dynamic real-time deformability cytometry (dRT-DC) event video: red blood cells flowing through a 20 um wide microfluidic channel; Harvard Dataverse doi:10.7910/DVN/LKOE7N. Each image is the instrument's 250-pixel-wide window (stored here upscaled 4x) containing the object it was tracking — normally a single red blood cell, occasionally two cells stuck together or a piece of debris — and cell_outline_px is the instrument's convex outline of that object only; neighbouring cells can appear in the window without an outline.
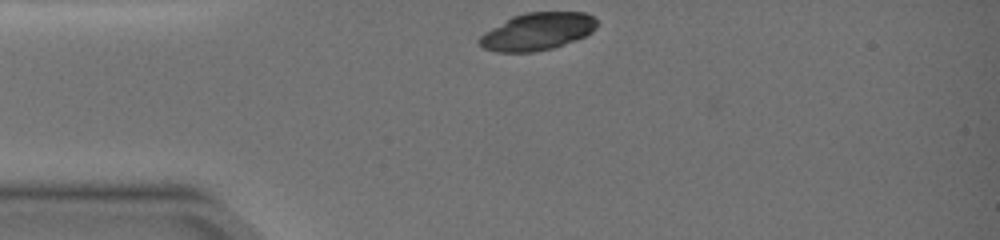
{"species": "common noctule bat (a hibernating species)", "species_latin": "Nyctalus noctula", "temperature_condition": "warm", "stored_images_in_passage": 35, "camera_frame_rate_fps": 3000, "um_per_image_px": 0.085, "animal": {"sex": "female", "body_mass_g": 19.0, "forearm_length_mm": 51.5}, "frame": {"image": 1, "passage_image": 1, "time_ms": 0.0, "image_size_px": [1000, 240], "cell_outline_px": [[596, 28], [592, 32], [576, 40], [552, 48], [532, 52], [496, 52], [484, 48], [476, 44], [476, 40], [484, 32], [512, 16], [524, 12], [584, 12], [592, 16], [596, 20]], "centroid_in_image_um": [45.63, 2.68], "position_along_channel_um": 39.4, "area_um2": 25.72}}
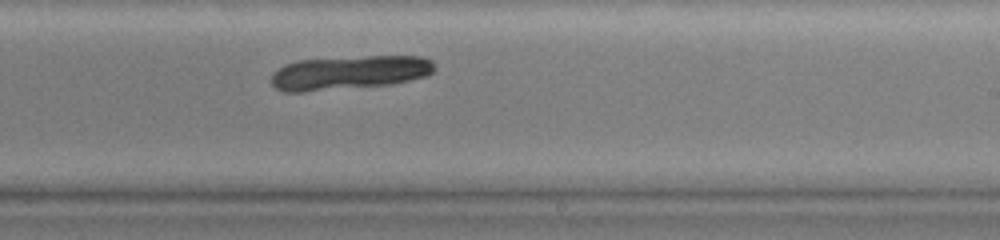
{"frame": {"image": 2, "passage_image": 21, "time_ms": 6.667, "image_size_px": [1000, 240], "cell_outline_px": [[436, 68], [428, 76], [392, 84], [300, 92], [284, 92], [276, 88], [272, 84], [272, 72], [284, 64], [300, 60], [368, 56], [420, 56], [432, 60]], "centroid_in_image_um": [29.71, 6.17], "position_along_channel_um": 259.3, "area_um2": 32.31}}
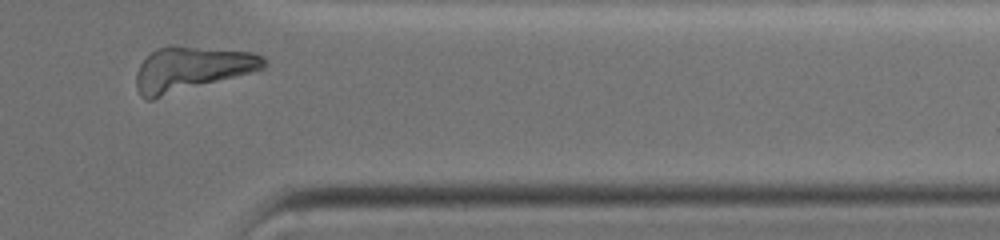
{"frame": {"image": 3, "passage_image": 32, "time_ms": 10.333, "image_size_px": [1000, 240], "cell_outline_px": [[268, 64], [264, 68], [152, 100], [144, 100], [140, 96], [136, 88], [136, 72], [140, 64], [156, 48], [168, 44], [176, 44], [252, 52], [264, 56]], "centroid_in_image_um": [16.23, 5.83], "position_along_channel_um": 395.2, "area_um2": 33.41}}